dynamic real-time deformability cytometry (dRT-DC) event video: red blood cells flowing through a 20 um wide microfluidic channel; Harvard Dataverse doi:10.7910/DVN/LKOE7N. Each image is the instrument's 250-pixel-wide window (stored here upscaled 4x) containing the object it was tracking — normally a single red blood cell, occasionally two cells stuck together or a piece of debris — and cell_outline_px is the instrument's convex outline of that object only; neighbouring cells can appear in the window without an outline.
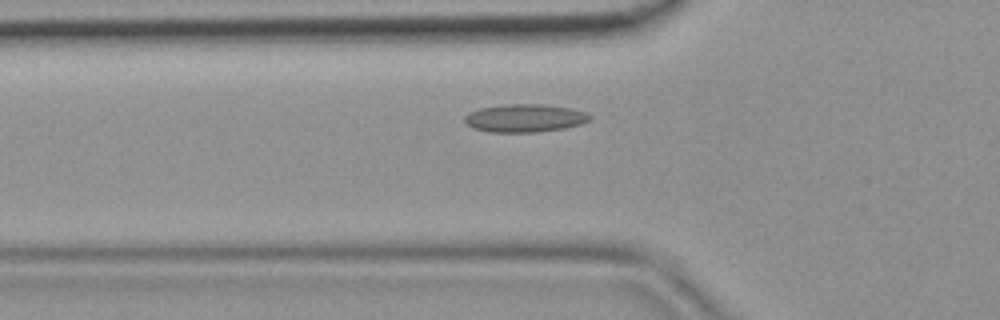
{"species": "common noctule bat (a hibernating species)", "species_latin": "Nyctalus noctula", "temperature_condition": "room temperature", "stored_images_in_passage": 41, "camera_frame_rate_fps": 3000, "um_per_image_px": 0.085, "animal": {"sex": "female", "body_mass_g": 19.9}, "frame": {"image": 1, "passage_image": 10, "time_ms": 3.0, "image_size_px": [1000, 320], "cell_outline_px": [[592, 116], [588, 120], [580, 124], [564, 128], [536, 132], [488, 132], [472, 128], [464, 120], [464, 116], [468, 112], [480, 108], [504, 104], [540, 104], [572, 108], [584, 112]], "centroid_in_image_um": [44.56, 10.04], "position_along_channel_um": 81.2, "area_um2": 20.4}}
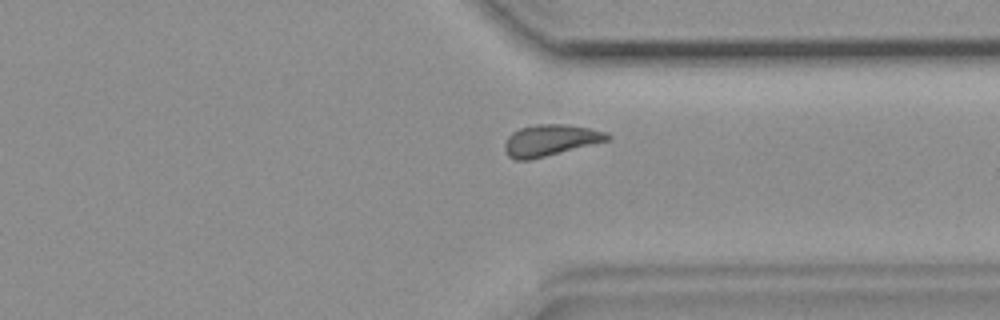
{"frame": {"image": 2, "passage_image": 30, "time_ms": 9.667, "image_size_px": [1000, 320], "cell_outline_px": [[612, 136], [608, 140], [528, 160], [516, 160], [508, 156], [504, 148], [504, 144], [508, 136], [512, 132], [520, 128], [536, 124], [564, 124], [588, 128], [608, 132]], "centroid_in_image_um": [46.75, 11.91], "position_along_channel_um": 364.7, "area_um2": 18.5}}
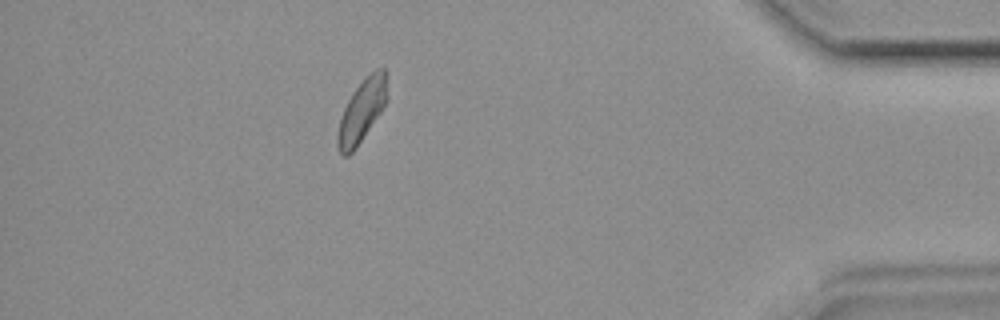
{"frame": {"image": 3, "passage_image": 36, "time_ms": 11.667, "image_size_px": [1000, 320], "cell_outline_px": [[388, 72], [384, 104], [380, 112], [356, 148], [348, 156], [344, 156], [340, 152], [336, 144], [336, 136], [340, 120], [344, 108], [352, 92], [376, 68], [384, 68]], "centroid_in_image_um": [30.73, 9.44], "position_along_channel_um": 404.5, "area_um2": 17.63}}